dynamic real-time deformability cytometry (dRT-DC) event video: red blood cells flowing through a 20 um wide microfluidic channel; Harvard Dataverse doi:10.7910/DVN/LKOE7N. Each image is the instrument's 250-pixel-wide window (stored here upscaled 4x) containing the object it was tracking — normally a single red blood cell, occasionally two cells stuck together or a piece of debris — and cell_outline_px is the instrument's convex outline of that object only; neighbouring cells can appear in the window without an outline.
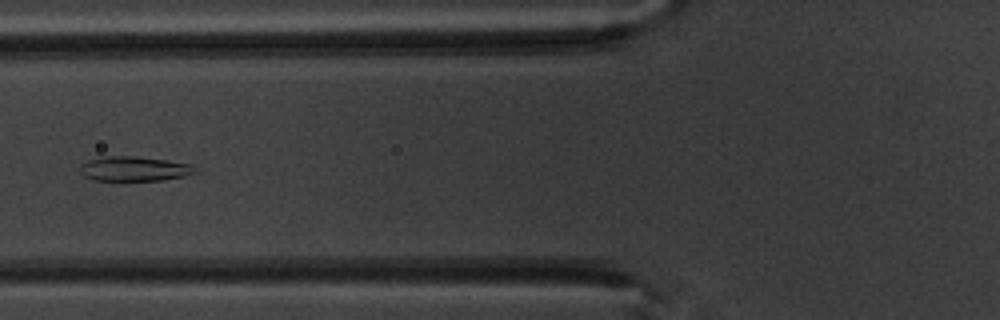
{"species": "common noctule bat (a hibernating species)", "species_latin": "Nyctalus noctula", "temperature_condition": "warm", "stored_images_in_passage": 6, "camera_frame_rate_fps": 3000, "um_per_image_px": 0.085, "animal": {"sex": "male", "body_mass_g": 20.1, "forearm_length_mm": 53.5}, "frame": {"image": 1, "passage_image": 6, "time_ms": 6.0, "image_size_px": [1000, 320], "cell_outline_px": [[196, 172], [184, 176], [164, 180], [92, 180], [84, 176], [80, 172], [80, 164], [88, 160], [104, 156], [136, 156], [192, 164]], "centroid_in_image_um": [11.37, 14.34], "position_along_channel_um": 114.4, "area_um2": 16.47}}